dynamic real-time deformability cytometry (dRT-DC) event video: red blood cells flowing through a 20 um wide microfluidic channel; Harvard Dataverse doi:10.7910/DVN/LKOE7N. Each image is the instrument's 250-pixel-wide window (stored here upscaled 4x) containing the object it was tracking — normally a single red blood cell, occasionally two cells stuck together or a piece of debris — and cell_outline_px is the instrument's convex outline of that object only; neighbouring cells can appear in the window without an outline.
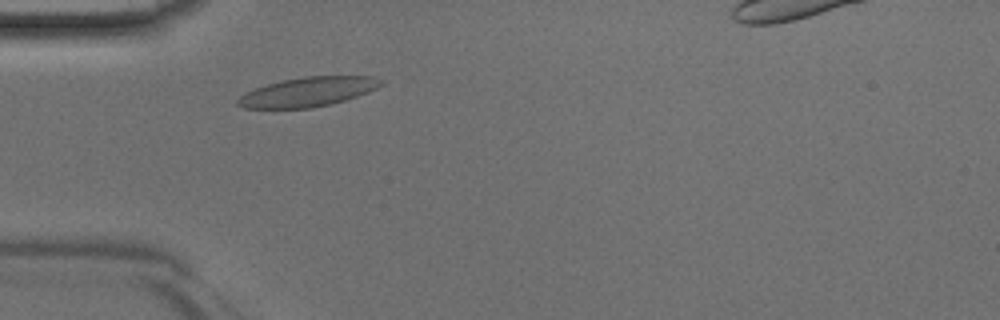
{"species": "Egyptian fruit bat (a non-hibernating species)", "species_latin": "Rousettus aegyptiacus", "temperature_condition": "room temperature", "stored_images_in_passage": 37, "camera_frame_rate_fps": 3000, "um_per_image_px": 0.085, "animal": {"sex": "male"}, "frame": {"image": 1, "passage_image": 6, "time_ms": 1.667, "image_size_px": [1000, 320], "cell_outline_px": [[384, 84], [368, 92], [332, 104], [308, 108], [244, 108], [236, 104], [236, 100], [240, 96], [256, 88], [280, 80], [304, 76], [372, 76], [384, 80]], "centroid_in_image_um": [26.19, 7.8], "position_along_channel_um": 58.8, "area_um2": 24.45}}
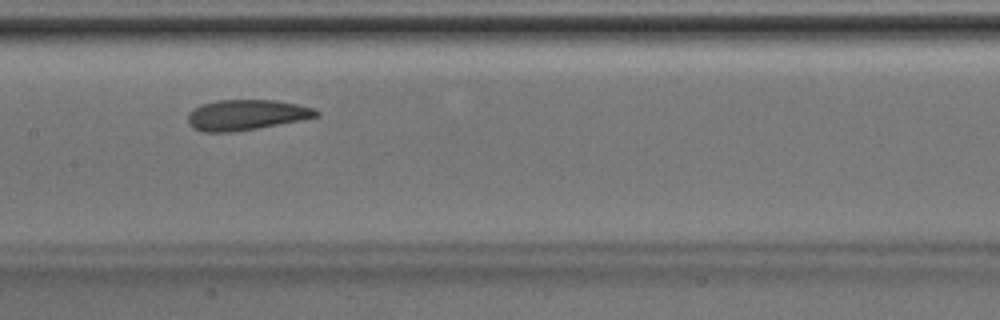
{"frame": {"image": 2, "passage_image": 15, "time_ms": 4.667, "image_size_px": [1000, 320], "cell_outline_px": [[320, 116], [304, 120], [232, 132], [204, 132], [192, 128], [188, 124], [188, 112], [200, 104], [216, 100], [276, 100], [296, 104], [312, 108], [320, 112]], "centroid_in_image_um": [20.91, 9.76], "position_along_channel_um": 186.5, "area_um2": 22.95}}
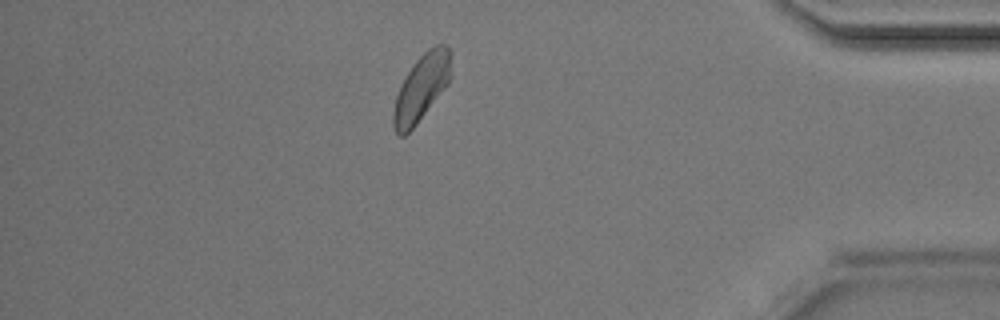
{"frame": {"image": 3, "passage_image": 32, "time_ms": 10.333, "image_size_px": [1000, 320], "cell_outline_px": [[452, 76], [448, 84], [416, 124], [404, 136], [400, 136], [396, 132], [392, 124], [392, 112], [396, 96], [400, 84], [412, 64], [428, 48], [436, 44], [444, 44], [452, 52]], "centroid_in_image_um": [35.84, 7.41], "position_along_channel_um": 399.4, "area_um2": 22.66}}